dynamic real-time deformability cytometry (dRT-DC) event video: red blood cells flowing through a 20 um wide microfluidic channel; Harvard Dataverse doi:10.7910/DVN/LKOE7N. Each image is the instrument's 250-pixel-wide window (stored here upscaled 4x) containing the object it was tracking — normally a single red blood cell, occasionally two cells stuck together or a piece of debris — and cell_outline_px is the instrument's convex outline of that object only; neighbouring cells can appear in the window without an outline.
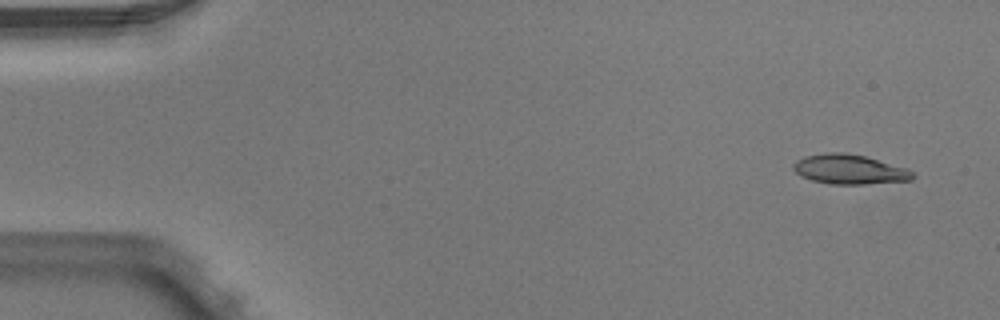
{"species": "Egyptian fruit bat (a non-hibernating species)", "species_latin": "Rousettus aegyptiacus", "temperature_condition": "warm", "stored_images_in_passage": 4, "camera_frame_rate_fps": 3000, "um_per_image_px": 0.085, "animal": {"sex": "male"}, "frame": {"image": 1, "passage_image": 1, "time_ms": 0.0, "image_size_px": [1000, 320], "cell_outline_px": [[916, 176], [912, 180], [864, 184], [832, 184], [812, 180], [800, 176], [792, 168], [792, 164], [796, 160], [804, 156], [824, 152], [844, 152], [864, 156], [908, 168]], "centroid_in_image_um": [72.19, 14.39], "position_along_channel_um": 12.8, "area_um2": 20.75}}
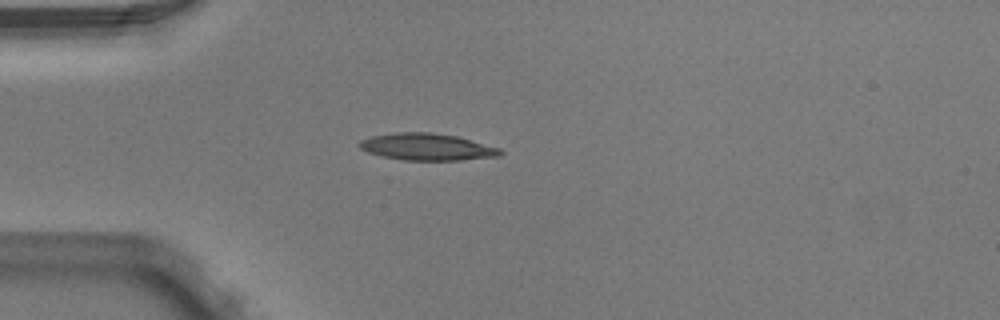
{"frame": {"image": 2, "passage_image": 4, "time_ms": 1.0, "image_size_px": [1000, 320], "cell_outline_px": [[504, 152], [500, 156], [460, 160], [404, 160], [384, 156], [368, 152], [360, 148], [356, 144], [360, 140], [372, 136], [396, 132], [432, 132], [456, 136], [500, 148]], "centroid_in_image_um": [36.29, 12.48], "position_along_channel_um": 48.7, "area_um2": 22.02}}